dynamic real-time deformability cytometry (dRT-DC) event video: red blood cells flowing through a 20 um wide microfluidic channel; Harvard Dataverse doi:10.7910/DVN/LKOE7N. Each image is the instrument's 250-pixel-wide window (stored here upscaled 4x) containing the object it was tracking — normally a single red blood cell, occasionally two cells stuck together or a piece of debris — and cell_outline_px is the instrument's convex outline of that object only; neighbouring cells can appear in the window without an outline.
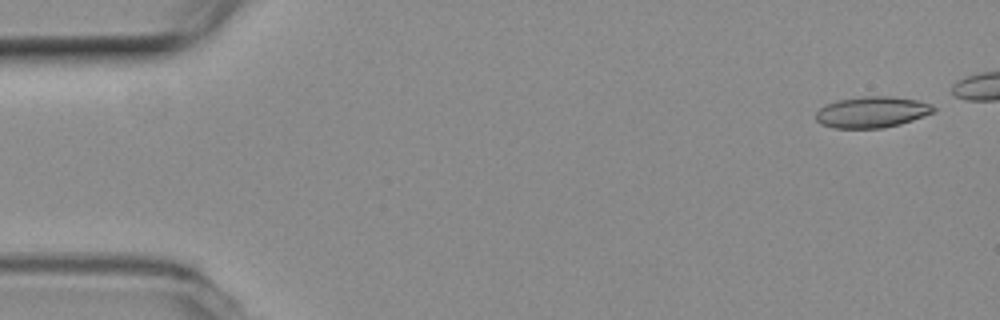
{"species": "common noctule bat (a hibernating species)", "species_latin": "Nyctalus noctula", "temperature_condition": "room temperature", "stored_images_in_passage": 10, "camera_frame_rate_fps": 3000, "um_per_image_px": 0.085, "animal": {"sex": "female", "body_mass_g": 19.3, "forearm_length_mm": 54.1}, "frame": {"image": 1, "passage_image": 3, "time_ms": 0.667, "image_size_px": [1000, 320], "cell_outline_px": [[936, 112], [900, 124], [884, 128], [832, 128], [820, 124], [816, 120], [816, 112], [820, 108], [828, 104], [840, 100], [864, 96], [892, 96], [916, 100], [932, 104], [936, 108]], "centroid_in_image_um": [74.14, 9.53], "position_along_channel_um": 10.9, "area_um2": 21.39}}